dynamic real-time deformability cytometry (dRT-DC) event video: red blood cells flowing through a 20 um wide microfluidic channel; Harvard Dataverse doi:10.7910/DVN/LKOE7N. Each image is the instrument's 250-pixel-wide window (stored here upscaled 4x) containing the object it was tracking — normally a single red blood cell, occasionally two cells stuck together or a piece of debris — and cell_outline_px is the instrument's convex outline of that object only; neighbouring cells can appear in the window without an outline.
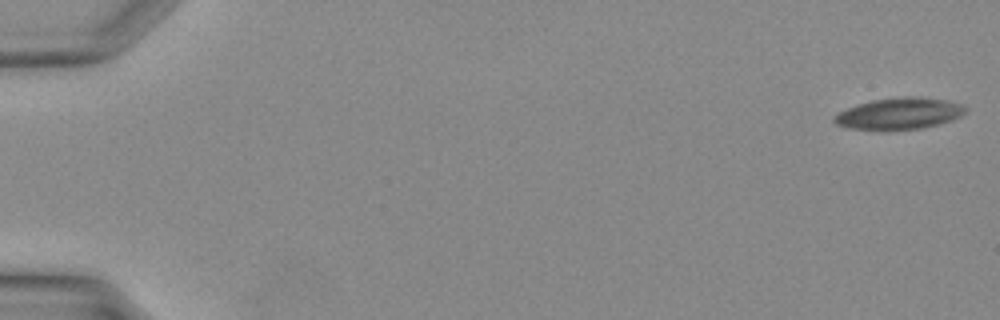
{"species": "Egyptian fruit bat (a non-hibernating species)", "species_latin": "Rousettus aegyptiacus", "temperature_condition": "warm", "stored_images_in_passage": 39, "camera_frame_rate_fps": 3000, "um_per_image_px": 0.085, "animal": {"sex": "female"}, "frame": {"image": 1, "passage_image": 1, "time_ms": 0.0, "image_size_px": [1000, 320], "cell_outline_px": [[968, 108], [960, 116], [952, 120], [920, 128], [888, 132], [884, 132], [848, 128], [836, 124], [832, 120], [832, 116], [848, 108], [872, 100], [908, 96], [924, 96], [964, 104]], "centroid_in_image_um": [76.42, 9.68], "position_along_channel_um": 8.6, "area_um2": 24.57}}
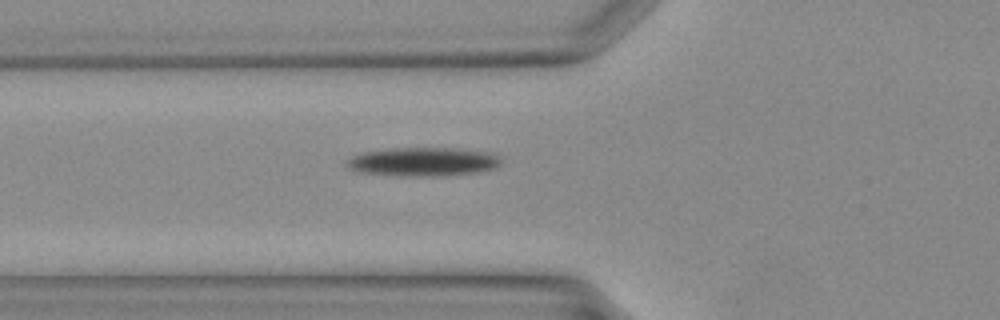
{"frame": {"image": 2, "passage_image": 15, "time_ms": 4.667, "image_size_px": [1000, 320], "cell_outline_px": [[500, 164], [496, 168], [484, 172], [444, 176], [412, 176], [360, 172], [348, 168], [344, 164], [352, 156], [364, 152], [388, 148], [452, 148], [492, 152], [500, 156]], "centroid_in_image_um": [36.03, 13.75], "position_along_channel_um": 89.8, "area_um2": 26.13}}
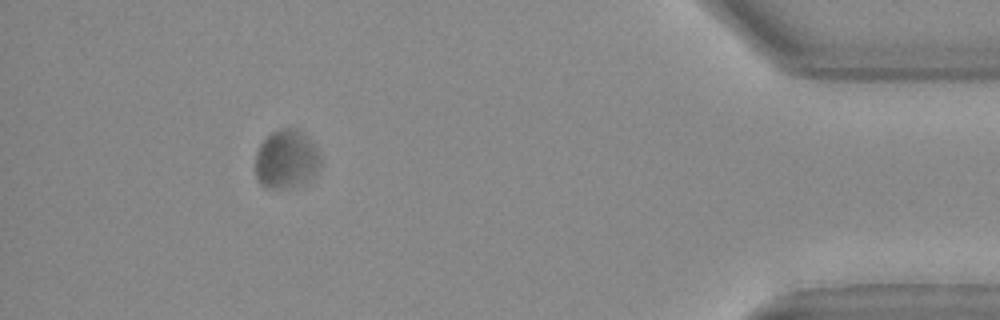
{"frame": {"image": 3, "passage_image": 36, "time_ms": 11.667, "image_size_px": [1000, 320], "cell_outline_px": [[320, 172], [308, 180], [292, 184], [272, 188], [268, 188], [260, 184], [256, 176], [256, 152], [260, 144], [272, 132], [280, 128], [296, 128], [304, 132], [316, 148], [320, 156]], "centroid_in_image_um": [24.35, 13.49], "position_along_channel_um": 410.9, "area_um2": 21.96}}